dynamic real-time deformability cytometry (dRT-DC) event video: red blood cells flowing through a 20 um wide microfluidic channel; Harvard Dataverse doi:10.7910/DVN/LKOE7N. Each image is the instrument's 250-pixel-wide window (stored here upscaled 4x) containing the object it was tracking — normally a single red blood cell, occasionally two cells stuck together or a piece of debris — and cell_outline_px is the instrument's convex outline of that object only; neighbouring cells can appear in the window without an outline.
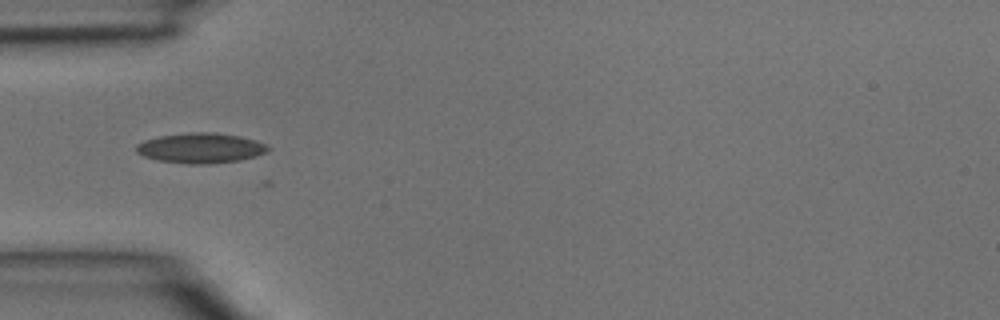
{"species": "common noctule bat (a hibernating species)", "species_latin": "Nyctalus noctula", "temperature_condition": "room temperature", "stored_images_in_passage": 1, "camera_frame_rate_fps": 3000, "um_per_image_px": 0.085, "animal": {"sex": "male", "body_mass_g": 15.6}, "frame": {"image": 1, "passage_image": 1, "time_ms": 0.0, "image_size_px": [1000, 320], "cell_outline_px": [[272, 148], [268, 152], [256, 156], [240, 160], [212, 164], [188, 164], [156, 160], [144, 156], [136, 152], [136, 144], [144, 140], [160, 136], [188, 132], [216, 132], [240, 136], [256, 140], [268, 144]], "centroid_in_image_um": [17.1, 12.58], "position_along_channel_um": 67.9, "area_um2": 23.52}}